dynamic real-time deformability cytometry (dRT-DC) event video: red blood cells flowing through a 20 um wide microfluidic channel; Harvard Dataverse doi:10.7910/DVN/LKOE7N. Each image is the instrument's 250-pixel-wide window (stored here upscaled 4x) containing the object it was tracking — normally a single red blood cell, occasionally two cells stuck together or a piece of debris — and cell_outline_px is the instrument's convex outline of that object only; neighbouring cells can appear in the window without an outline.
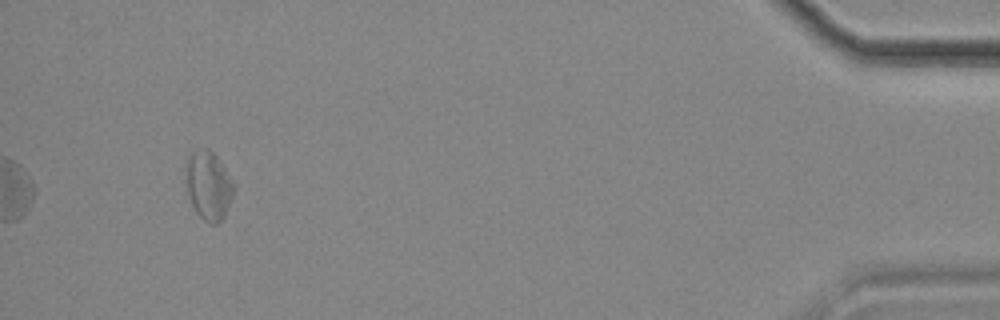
{"species": "common noctule bat (a hibernating species)", "species_latin": "Nyctalus noctula", "temperature_condition": "cold", "stored_images_in_passage": 37, "segment_of_instrument_passage": [2, 2], "camera_frame_rate_fps": 3000, "um_per_image_px": 0.085, "animal": {"sex": "female", "body_mass_g": 18.4}, "frame": {"image": 1, "passage_image": 37, "time_ms": 12.0, "image_size_px": [1000, 320], "cell_outline_px": [[236, 188], [224, 216], [216, 224], [212, 224], [204, 220], [196, 212], [192, 204], [188, 192], [188, 156], [192, 152], [204, 148], [208, 148], [216, 156], [224, 168]], "centroid_in_image_um": [17.76, 15.79], "position_along_channel_um": 417.4, "area_um2": 18.44}}